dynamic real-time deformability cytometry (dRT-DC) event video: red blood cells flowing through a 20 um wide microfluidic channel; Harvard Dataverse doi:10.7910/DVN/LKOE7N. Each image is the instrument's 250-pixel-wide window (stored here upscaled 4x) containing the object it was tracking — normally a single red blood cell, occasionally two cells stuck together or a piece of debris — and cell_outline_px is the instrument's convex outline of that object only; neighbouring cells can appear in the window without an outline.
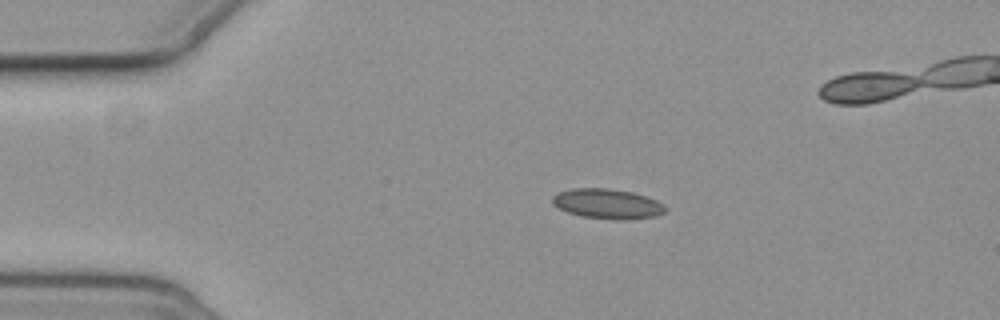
{"species": "common noctule bat (a hibernating species)", "species_latin": "Nyctalus noctula", "temperature_condition": "cold", "stored_images_in_passage": 8, "camera_frame_rate_fps": 3000, "um_per_image_px": 0.085, "animal": {"sex": "female", "body_mass_g": 19.3, "forearm_length_mm": 54.1}, "frame": {"image": 1, "passage_image": 1, "time_ms": 0.0, "image_size_px": [1000, 320], "cell_outline_px": [[668, 208], [664, 212], [656, 216], [628, 220], [624, 220], [580, 216], [568, 212], [552, 204], [552, 196], [560, 192], [572, 188], [608, 188], [632, 192], [656, 200], [664, 204]], "centroid_in_image_um": [51.65, 17.32], "position_along_channel_um": 33.4, "area_um2": 19.65}}
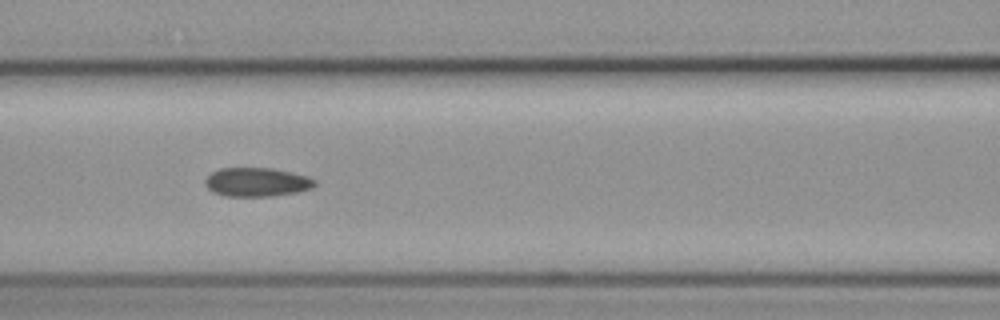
{"frame": {"image": 2, "passage_image": 5, "time_ms": 4.333, "image_size_px": [1000, 320], "cell_outline_px": [[316, 184], [312, 188], [296, 192], [272, 196], [228, 196], [212, 192], [204, 184], [204, 180], [212, 172], [220, 168], [272, 168], [292, 172], [308, 176], [316, 180]], "centroid_in_image_um": [21.83, 15.47], "position_along_channel_um": 144.8, "area_um2": 18.5}}
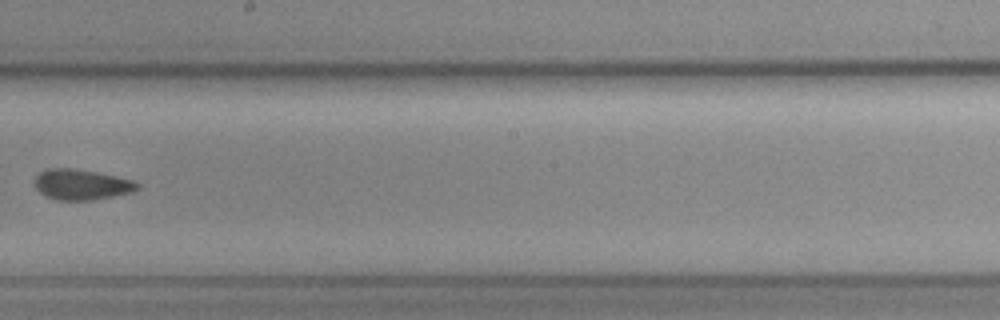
{"frame": {"image": 3, "passage_image": 7, "time_ms": 7.0, "image_size_px": [1000, 320], "cell_outline_px": [[140, 188], [132, 192], [92, 200], [56, 200], [44, 196], [36, 188], [36, 176], [40, 172], [48, 168], [72, 168], [96, 172], [116, 176], [132, 180], [140, 184]], "centroid_in_image_um": [6.93, 15.69], "position_along_channel_um": 241.3, "area_um2": 18.21}}